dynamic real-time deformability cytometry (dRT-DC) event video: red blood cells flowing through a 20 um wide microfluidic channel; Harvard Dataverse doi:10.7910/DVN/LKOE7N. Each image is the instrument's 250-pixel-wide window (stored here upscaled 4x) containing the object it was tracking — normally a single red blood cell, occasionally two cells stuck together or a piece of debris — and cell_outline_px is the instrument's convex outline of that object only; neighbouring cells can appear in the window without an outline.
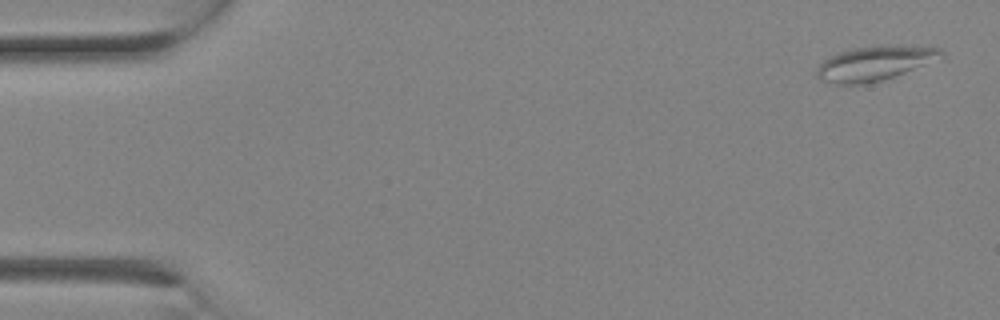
{"species": "Egyptian fruit bat (a non-hibernating species)", "species_latin": "Rousettus aegyptiacus", "temperature_condition": "room temperature", "stored_images_in_passage": 4, "camera_frame_rate_fps": 3000, "um_per_image_px": 0.085, "animal": {"sex": "female"}, "frame": {"image": 1, "passage_image": 1, "time_ms": 0.0, "image_size_px": [1000, 320], "cell_outline_px": [[944, 56], [904, 72], [880, 80], [860, 84], [832, 84], [820, 80], [816, 76], [816, 68], [828, 56], [840, 52], [856, 48], [940, 48], [944, 52]], "centroid_in_image_um": [74.2, 5.44], "position_along_channel_um": 10.8, "area_um2": 23.47}}
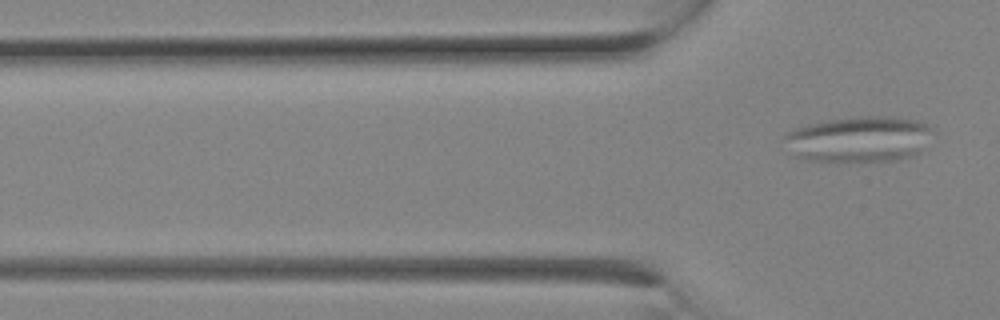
{"frame": {"image": 2, "passage_image": 4, "time_ms": 1.0, "image_size_px": [1000, 320], "cell_outline_px": [[936, 132], [920, 152], [912, 156], [896, 160], [808, 160], [792, 156], [784, 136], [788, 132], [796, 128], [808, 124], [828, 120], [864, 116], [884, 116], [916, 120], [932, 124]], "centroid_in_image_um": [73.1, 11.81], "position_along_channel_um": 52.7, "area_um2": 39.54}}